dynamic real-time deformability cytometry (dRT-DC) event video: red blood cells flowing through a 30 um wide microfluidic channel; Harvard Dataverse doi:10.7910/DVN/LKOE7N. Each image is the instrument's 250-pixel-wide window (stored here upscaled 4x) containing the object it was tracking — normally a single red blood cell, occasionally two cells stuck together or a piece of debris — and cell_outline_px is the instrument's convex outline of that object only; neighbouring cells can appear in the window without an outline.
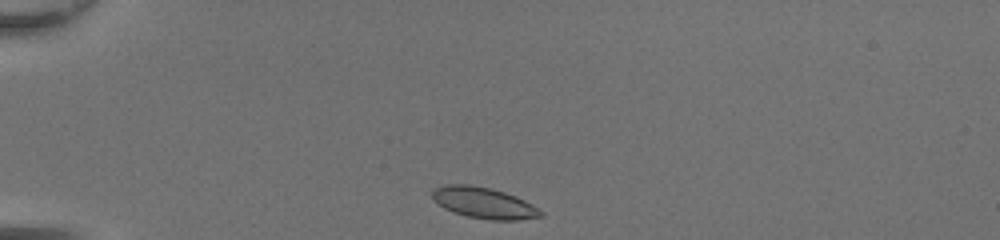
{"species": "common noctule bat (a hibernating species)", "species_latin": "Nyctalus noctula", "temperature_condition": "room temperature", "stored_images_in_passage": 36, "camera_frame_rate_fps": 3000, "um_per_image_px": 0.085, "animal": {"sex": "female", "body_mass_g": 20.0, "forearm_length_mm": 54.0}, "frame": {"image": 1, "passage_image": 1, "time_ms": 0.0, "image_size_px": [1000, 240], "cell_outline_px": [[544, 216], [520, 220], [488, 220], [468, 216], [452, 212], [444, 208], [432, 196], [432, 192], [436, 188], [444, 184], [468, 184], [492, 188], [516, 196], [532, 204], [544, 212]], "centroid_in_image_um": [41.17, 17.25], "position_along_channel_um": 43.8, "area_um2": 19.71}}
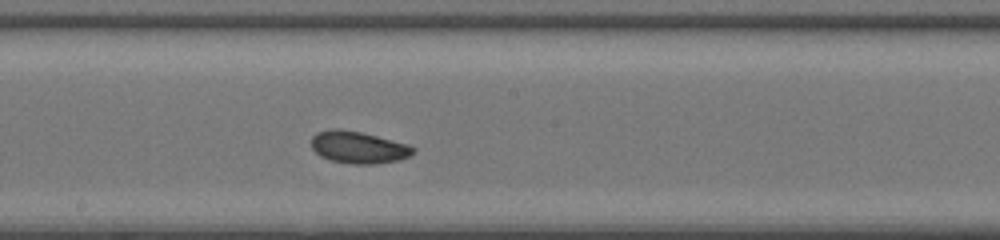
{"frame": {"image": 2, "passage_image": 16, "time_ms": 5.0, "image_size_px": [1000, 240], "cell_outline_px": [[416, 152], [400, 160], [376, 164], [348, 164], [332, 160], [320, 156], [312, 148], [312, 136], [316, 132], [332, 128], [336, 128], [360, 132], [408, 144], [416, 148]], "centroid_in_image_um": [30.47, 12.53], "position_along_channel_um": 217.7, "area_um2": 19.07}}
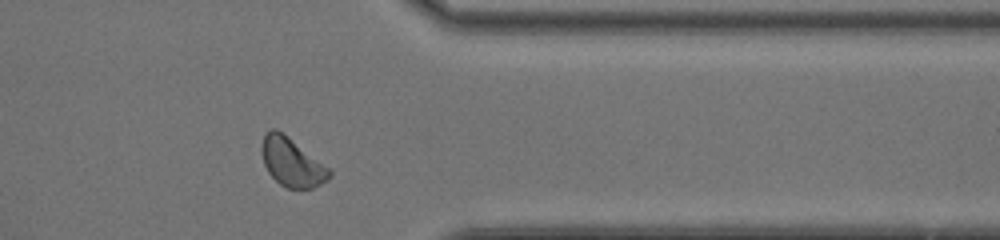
{"frame": {"image": 3, "passage_image": 28, "time_ms": 9.0, "image_size_px": [1000, 240], "cell_outline_px": [[332, 176], [328, 180], [312, 188], [288, 188], [280, 184], [268, 172], [264, 164], [260, 148], [264, 132], [272, 128], [276, 128], [328, 168], [332, 172]], "centroid_in_image_um": [24.76, 13.79], "position_along_channel_um": 386.6, "area_um2": 18.79}, "authors_computed_cell_mechanics": {"area_um2": 18.9584, "velocity_mm_per_s": 4.3599, "shape_relaxation_time_tau1_ms": 3.3222, "shape_relaxation_time_tau2_ms": 2.1692, "deformation_change_tau1": 0.0862, "deformation_change_tau2": 0.0633}}